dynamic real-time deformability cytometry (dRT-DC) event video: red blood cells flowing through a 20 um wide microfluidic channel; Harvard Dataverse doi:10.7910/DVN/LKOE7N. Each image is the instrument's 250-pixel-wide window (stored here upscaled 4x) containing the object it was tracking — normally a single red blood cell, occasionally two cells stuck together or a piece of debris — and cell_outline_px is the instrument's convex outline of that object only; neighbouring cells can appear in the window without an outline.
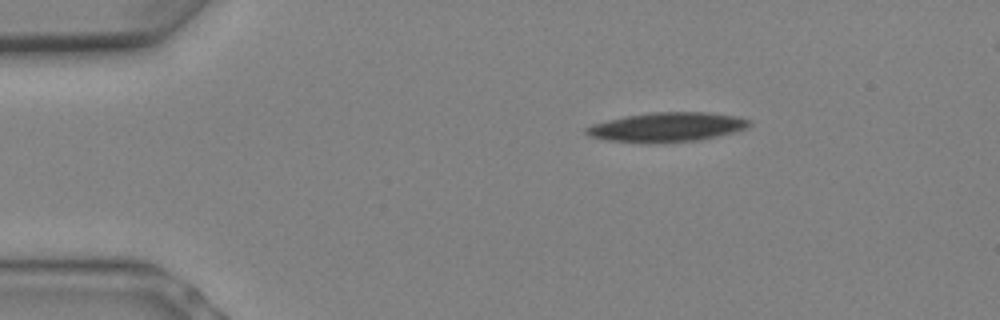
{"species": "Egyptian fruit bat (a non-hibernating species)", "species_latin": "Rousettus aegyptiacus", "temperature_condition": "warm", "stored_images_in_passage": 5, "camera_frame_rate_fps": 3000, "um_per_image_px": 0.085, "animal": {"sex": "female"}, "frame": {"image": 1, "passage_image": 1, "time_ms": 0.0, "image_size_px": [1000, 320], "cell_outline_px": [[752, 124], [748, 128], [700, 140], [648, 144], [608, 140], [588, 136], [584, 132], [584, 128], [592, 124], [624, 116], [652, 112], [708, 112], [736, 116], [752, 120]], "centroid_in_image_um": [56.68, 10.81], "position_along_channel_um": 28.3, "area_um2": 28.21}}
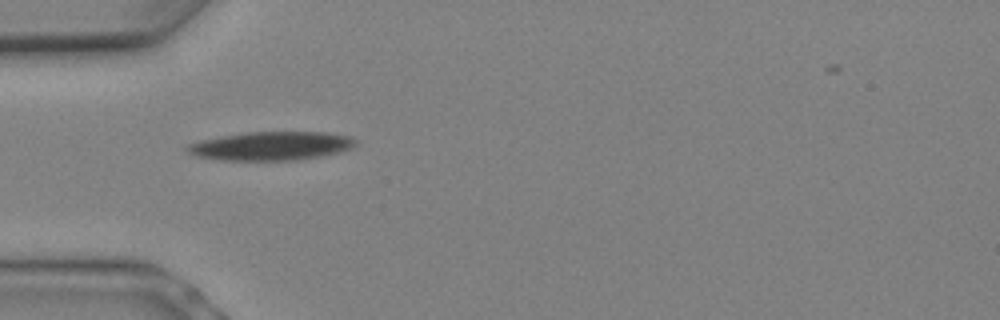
{"frame": {"image": 2, "passage_image": 4, "time_ms": 1.0, "image_size_px": [1000, 320], "cell_outline_px": [[356, 144], [352, 148], [340, 152], [320, 156], [296, 160], [224, 160], [196, 156], [188, 152], [184, 148], [188, 144], [200, 140], [248, 132], [328, 132], [352, 136], [356, 140]], "centroid_in_image_um": [23.09, 12.4], "position_along_channel_um": 61.9, "area_um2": 28.09}}